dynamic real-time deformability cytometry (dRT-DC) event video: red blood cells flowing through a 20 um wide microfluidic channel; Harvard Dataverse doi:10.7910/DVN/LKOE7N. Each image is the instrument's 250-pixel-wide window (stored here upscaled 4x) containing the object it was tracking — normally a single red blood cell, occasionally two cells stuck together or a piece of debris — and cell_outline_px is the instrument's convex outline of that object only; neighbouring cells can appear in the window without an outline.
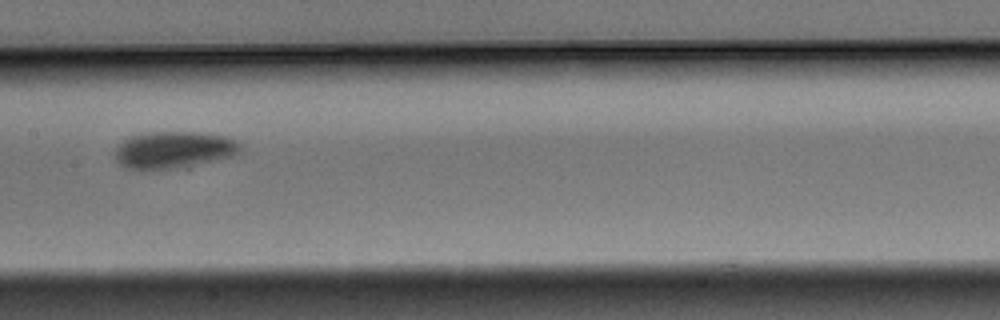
{"species": "Egyptian fruit bat (a non-hibernating species)", "species_latin": "Rousettus aegyptiacus", "temperature_condition": "warm", "stored_images_in_passage": 14, "camera_frame_rate_fps": 3000, "um_per_image_px": 0.085, "animal": {"sex": "male"}, "frame": {"image": 1, "passage_image": 7, "time_ms": 2.0, "image_size_px": [1000, 320], "cell_outline_px": [[240, 152], [232, 156], [176, 168], [140, 172], [128, 168], [120, 164], [116, 160], [116, 148], [124, 140], [132, 136], [148, 132], [196, 132], [224, 136], [240, 144]], "centroid_in_image_um": [14.7, 12.76], "position_along_channel_um": 192.7, "area_um2": 26.82}}
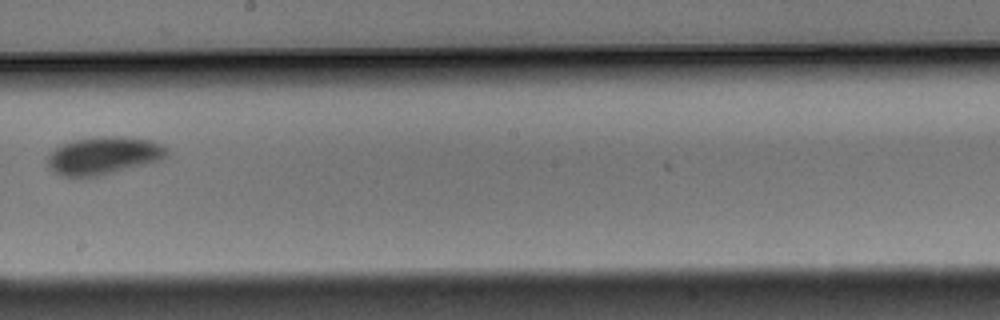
{"frame": {"image": 2, "passage_image": 8, "time_ms": 2.333, "image_size_px": [1000, 320], "cell_outline_px": [[168, 156], [160, 160], [116, 172], [100, 176], [80, 180], [64, 176], [52, 172], [48, 168], [48, 156], [56, 148], [72, 140], [100, 136], [116, 136], [152, 140], [160, 144], [168, 152]], "centroid_in_image_um": [8.76, 13.26], "position_along_channel_um": 239.4, "area_um2": 26.59}}
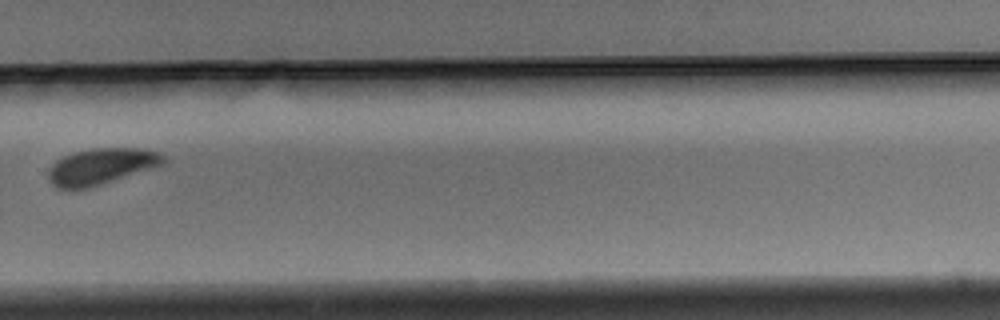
{"frame": {"image": 3, "passage_image": 10, "time_ms": 3.0, "image_size_px": [1000, 320], "cell_outline_px": [[164, 160], [160, 164], [88, 188], [56, 188], [48, 180], [48, 168], [56, 160], [72, 152], [92, 148], [140, 148], [160, 152], [164, 156]], "centroid_in_image_um": [8.5, 14.12], "position_along_channel_um": 321.3, "area_um2": 23.7}}